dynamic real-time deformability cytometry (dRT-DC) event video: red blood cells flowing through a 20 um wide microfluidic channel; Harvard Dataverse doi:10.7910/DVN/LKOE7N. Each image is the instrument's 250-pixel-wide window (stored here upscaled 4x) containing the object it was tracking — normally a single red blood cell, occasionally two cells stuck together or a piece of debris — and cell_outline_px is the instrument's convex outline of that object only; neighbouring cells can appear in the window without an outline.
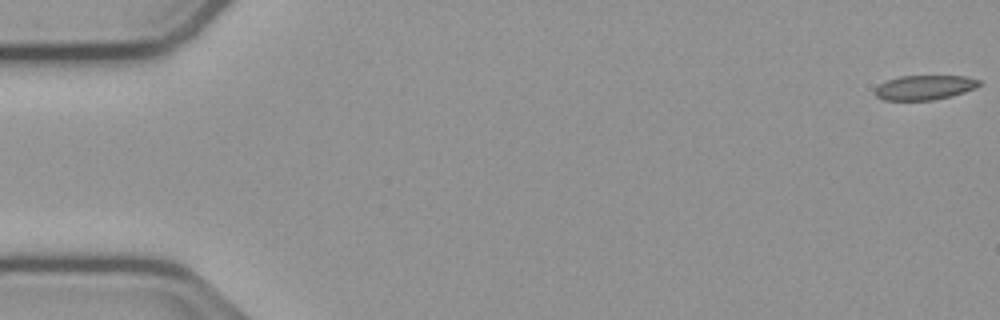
{"species": "common noctule bat (a hibernating species)", "species_latin": "Nyctalus noctula", "temperature_condition": "cold", "stored_images_in_passage": 53, "camera_frame_rate_fps": 3000, "um_per_image_px": 0.085, "animal": {"sex": "male", "body_mass_g": 23.1, "forearm_length_mm": 52.7}, "frame": {"image": 1, "passage_image": 1, "time_ms": 0.0, "image_size_px": [1000, 320], "cell_outline_px": [[984, 84], [976, 88], [952, 96], [932, 100], [884, 100], [876, 96], [872, 92], [880, 84], [888, 80], [900, 76], [964, 76], [980, 80]], "centroid_in_image_um": [78.61, 7.44], "position_along_channel_um": 6.4, "area_um2": 15.03}}
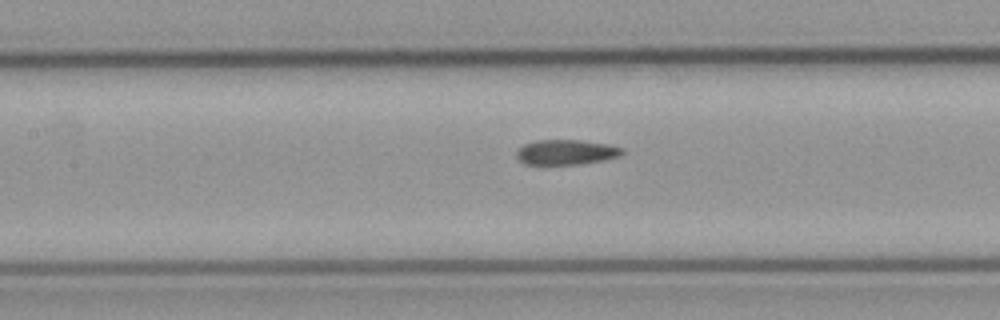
{"frame": {"image": 2, "passage_image": 25, "time_ms": 8.0, "image_size_px": [1000, 320], "cell_outline_px": [[624, 152], [620, 156], [604, 160], [580, 164], [524, 164], [516, 156], [516, 152], [524, 144], [536, 140], [580, 140], [608, 144], [624, 148]], "centroid_in_image_um": [48.15, 12.93], "position_along_channel_um": 159.3, "area_um2": 15.43}}
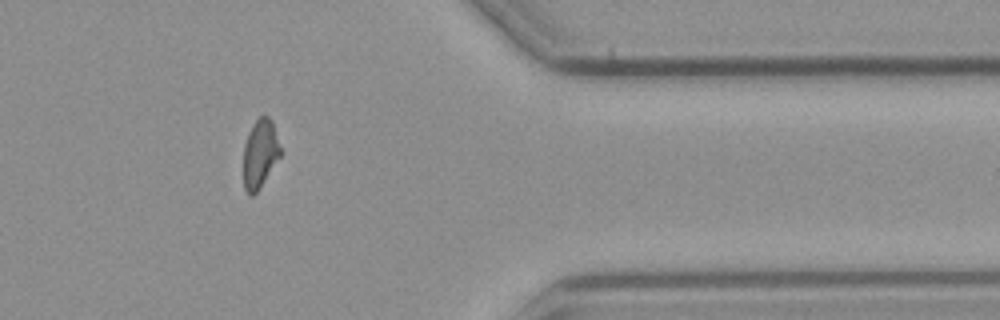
{"frame": {"image": 3, "passage_image": 45, "time_ms": 14.667, "image_size_px": [1000, 320], "cell_outline_px": [[284, 152], [256, 192], [252, 196], [248, 196], [244, 188], [244, 144], [248, 132], [256, 120], [260, 116], [268, 116], [272, 120]], "centroid_in_image_um": [22.14, 13.04], "position_along_channel_um": 389.3, "area_um2": 15.03}, "authors_computed_cell_mechanics": {"area_um2": 15.7216, "velocity_mm_per_s": 3.7865, "shape_relaxation_time_tau1_ms": null, "shape_relaxation_time_tau2_ms": 2.8104, "deformation_change_tau1": null, "deformation_change_tau2": 0.0797}}